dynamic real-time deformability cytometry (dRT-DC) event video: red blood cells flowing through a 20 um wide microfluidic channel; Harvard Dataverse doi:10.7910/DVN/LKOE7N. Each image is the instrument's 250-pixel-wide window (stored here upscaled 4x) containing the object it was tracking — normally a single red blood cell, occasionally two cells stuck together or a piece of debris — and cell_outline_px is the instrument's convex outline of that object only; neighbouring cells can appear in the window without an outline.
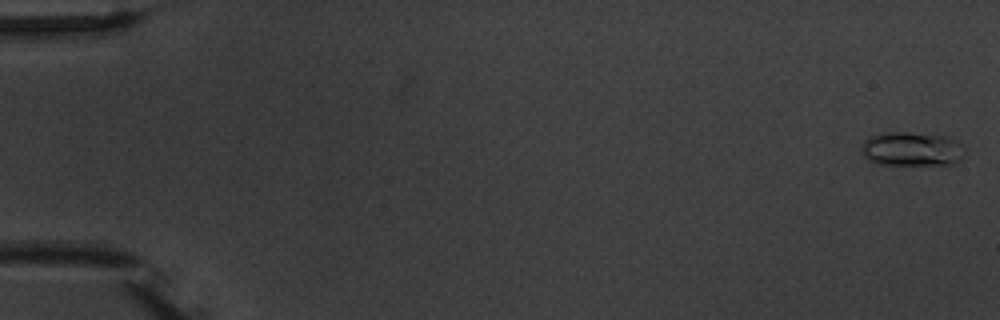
{"species": "common noctule bat (a hibernating species)", "species_latin": "Nyctalus noctula", "temperature_condition": "warm", "stored_images_in_passage": 3, "camera_frame_rate_fps": 3000, "um_per_image_px": 0.085, "animal": {"sex": "male", "body_mass_g": 20.1, "forearm_length_mm": 53.5}, "frame": {"image": 1, "passage_image": 1, "time_ms": 0.0, "image_size_px": [1000, 320], "cell_outline_px": [[964, 148], [960, 160], [956, 164], [876, 164], [868, 160], [860, 152], [860, 148], [864, 140], [868, 136], [880, 132], [908, 132], [944, 136], [956, 140]], "centroid_in_image_um": [77.43, 12.66], "position_along_channel_um": 7.6, "area_um2": 20.69}}